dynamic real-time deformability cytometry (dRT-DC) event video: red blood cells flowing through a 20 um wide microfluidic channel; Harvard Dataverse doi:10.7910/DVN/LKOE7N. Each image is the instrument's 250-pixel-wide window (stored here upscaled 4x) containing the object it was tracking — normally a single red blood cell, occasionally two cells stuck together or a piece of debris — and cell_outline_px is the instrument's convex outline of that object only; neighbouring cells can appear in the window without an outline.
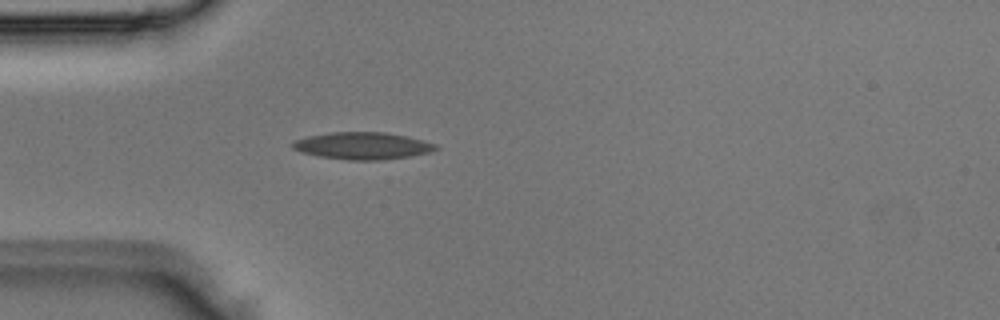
{"species": "Egyptian fruit bat (a non-hibernating species)", "species_latin": "Rousettus aegyptiacus", "temperature_condition": "room temperature", "stored_images_in_passage": 5, "camera_frame_rate_fps": 3000, "um_per_image_px": 0.085, "animal": {"sex": "male"}, "frame": {"image": 1, "passage_image": 5, "time_ms": 1.333, "image_size_px": [1000, 320], "cell_outline_px": [[440, 148], [432, 152], [408, 156], [380, 160], [348, 160], [320, 156], [300, 152], [292, 148], [292, 140], [308, 136], [328, 132], [384, 132], [424, 140], [436, 144]], "centroid_in_image_um": [30.8, 12.39], "position_along_channel_um": 54.2, "area_um2": 22.66}}